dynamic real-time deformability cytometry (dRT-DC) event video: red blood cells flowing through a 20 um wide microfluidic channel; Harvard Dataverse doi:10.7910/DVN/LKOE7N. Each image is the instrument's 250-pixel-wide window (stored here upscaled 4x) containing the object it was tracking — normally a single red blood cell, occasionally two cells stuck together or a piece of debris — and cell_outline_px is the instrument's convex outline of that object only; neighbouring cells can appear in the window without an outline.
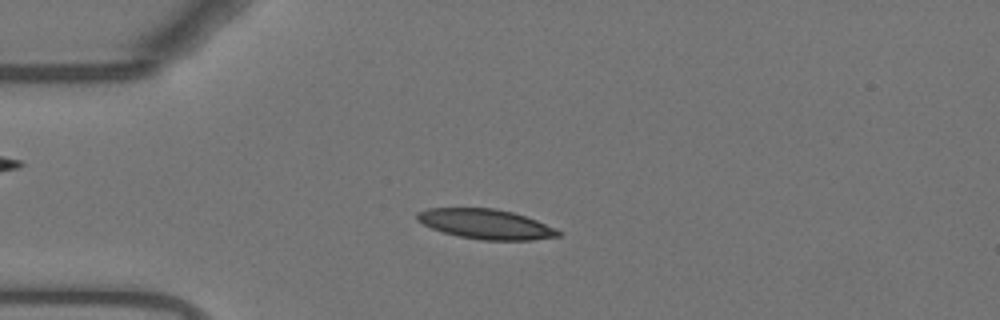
{"species": "Egyptian fruit bat (a non-hibernating species)", "species_latin": "Rousettus aegyptiacus", "temperature_condition": "warm", "stored_images_in_passage": 54, "camera_frame_rate_fps": 3000, "um_per_image_px": 0.085, "animal": {"sex": "female"}, "frame": {"image": 1, "passage_image": 13, "time_ms": 4.0, "image_size_px": [1000, 320], "cell_outline_px": [[564, 232], [560, 236], [532, 240], [480, 240], [460, 236], [444, 232], [432, 228], [416, 220], [416, 212], [428, 208], [496, 208], [512, 212], [536, 220], [556, 228]], "centroid_in_image_um": [41.31, 19.04], "position_along_channel_um": 43.7, "area_um2": 24.57}}
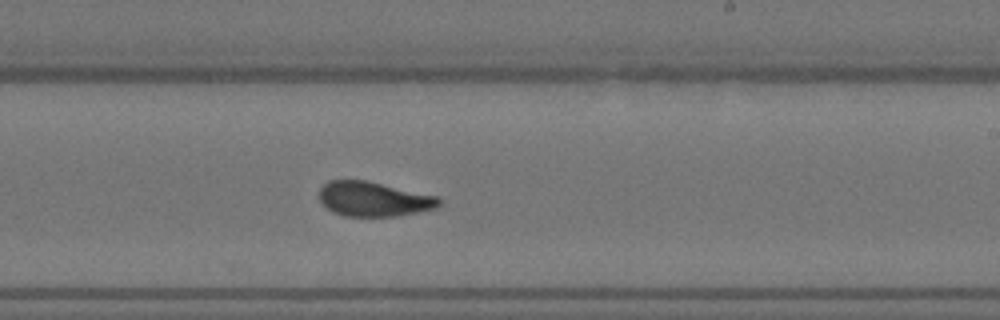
{"frame": {"image": 2, "passage_image": 32, "time_ms": 10.333, "image_size_px": [1000, 320], "cell_outline_px": [[440, 204], [436, 208], [396, 216], [344, 216], [332, 212], [320, 200], [320, 188], [328, 180], [368, 180], [440, 196]], "centroid_in_image_um": [31.79, 16.9], "position_along_channel_um": 257.2, "area_um2": 24.33}}
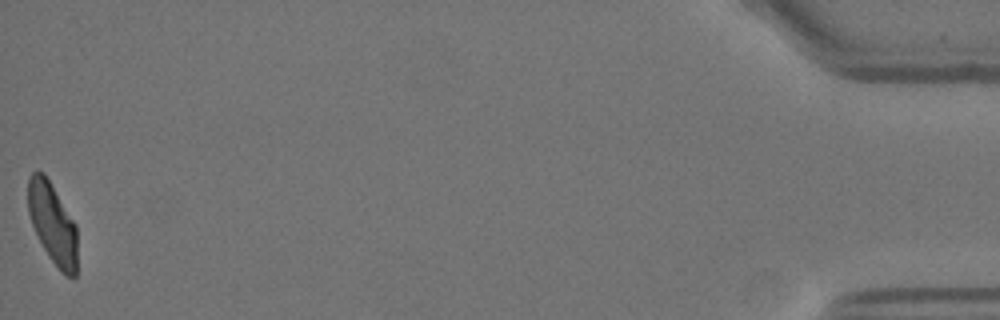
{"frame": {"image": 3, "passage_image": 54, "time_ms": 17.667, "image_size_px": [1000, 320], "cell_outline_px": [[76, 276], [72, 280], [60, 272], [48, 256], [32, 224], [28, 212], [28, 176], [32, 172], [44, 172], [76, 224]], "centroid_in_image_um": [4.47, 19.01], "position_along_channel_um": 430.7, "area_um2": 23.18}, "authors_computed_cell_mechanics": {"area_um2": 24.3338, "velocity_mm_per_s": 3.704, "shape_relaxation_time_tau1_ms": 4.5239, "shape_relaxation_time_tau2_ms": 1.6932, "deformation_change_tau1": 0.1623, "deformation_change_tau2": 0.0764}}